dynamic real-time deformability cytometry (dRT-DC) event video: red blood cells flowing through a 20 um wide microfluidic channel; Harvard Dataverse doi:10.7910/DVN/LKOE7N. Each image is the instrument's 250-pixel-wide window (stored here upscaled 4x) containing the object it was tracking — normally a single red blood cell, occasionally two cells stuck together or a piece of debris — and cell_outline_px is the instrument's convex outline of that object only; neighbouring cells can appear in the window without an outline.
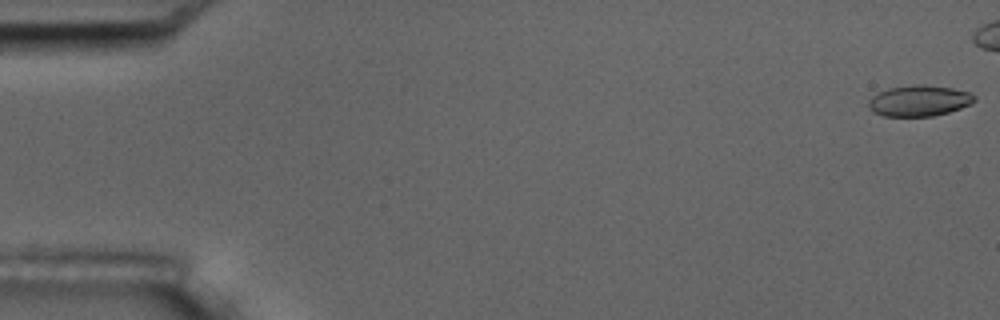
{"species": "common noctule bat (a hibernating species)", "species_latin": "Nyctalus noctula", "temperature_condition": "room temperature", "stored_images_in_passage": 7, "camera_frame_rate_fps": 3000, "um_per_image_px": 0.085, "animal": {"sex": "male", "body_mass_g": 17.5, "forearm_length_mm": 52.3}, "frame": {"image": 1, "passage_image": 1, "time_ms": 0.0, "image_size_px": [1000, 320], "cell_outline_px": [[976, 100], [972, 104], [948, 112], [932, 116], [884, 116], [868, 108], [868, 100], [872, 96], [888, 88], [912, 84], [924, 84], [952, 88], [968, 92], [976, 96]], "centroid_in_image_um": [78.13, 8.55], "position_along_channel_um": 6.9, "area_um2": 19.13}}